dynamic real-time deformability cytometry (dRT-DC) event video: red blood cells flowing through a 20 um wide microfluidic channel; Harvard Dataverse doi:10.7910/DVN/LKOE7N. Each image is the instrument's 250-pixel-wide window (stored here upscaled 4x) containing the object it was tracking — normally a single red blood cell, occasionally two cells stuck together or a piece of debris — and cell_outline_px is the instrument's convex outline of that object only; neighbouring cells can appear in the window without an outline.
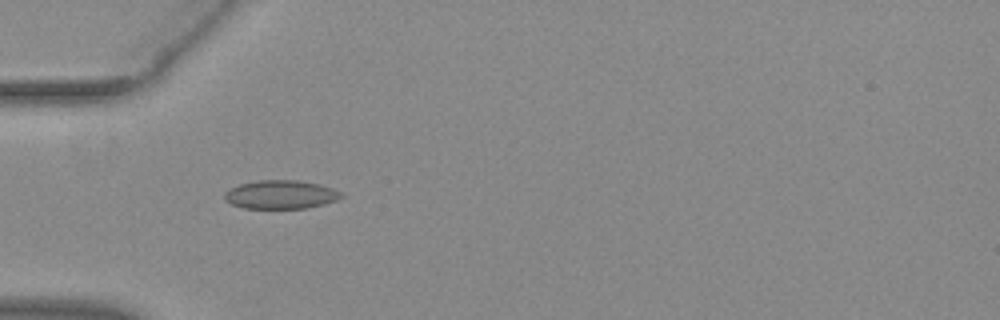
{"species": "common noctule bat (a hibernating species)", "species_latin": "Nyctalus noctula", "temperature_condition": "warm", "stored_images_in_passage": 54, "camera_frame_rate_fps": 3000, "um_per_image_px": 0.085, "animal": {"sex": "female", "body_mass_g": 29.2, "forearm_length_mm": 56.3}, "frame": {"image": 1, "passage_image": 18, "time_ms": 5.667, "image_size_px": [1000, 320], "cell_outline_px": [[344, 196], [336, 200], [324, 204], [304, 208], [244, 208], [232, 204], [224, 200], [224, 192], [240, 184], [256, 180], [300, 180], [320, 184], [344, 192]], "centroid_in_image_um": [23.89, 16.53], "position_along_channel_um": 61.1, "area_um2": 19.54}}
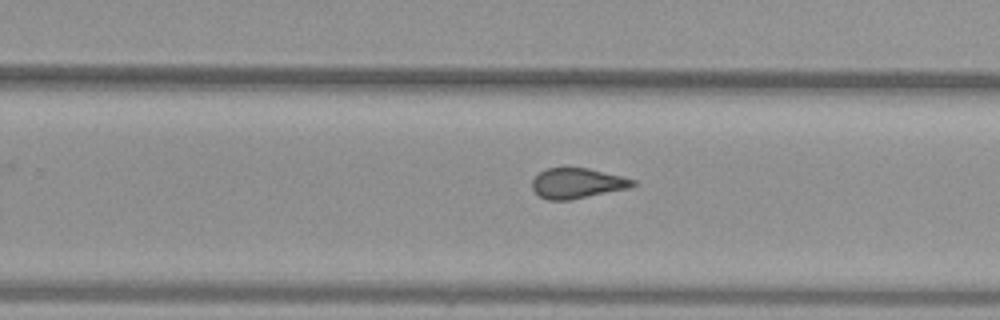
{"frame": {"image": 2, "passage_image": 35, "time_ms": 11.333, "image_size_px": [1000, 320], "cell_outline_px": [[636, 184], [628, 188], [572, 200], [548, 200], [540, 196], [532, 188], [532, 180], [540, 172], [548, 168], [588, 168], [636, 180]], "centroid_in_image_um": [49.06, 15.58], "position_along_channel_um": 280.7, "area_um2": 17.57}}
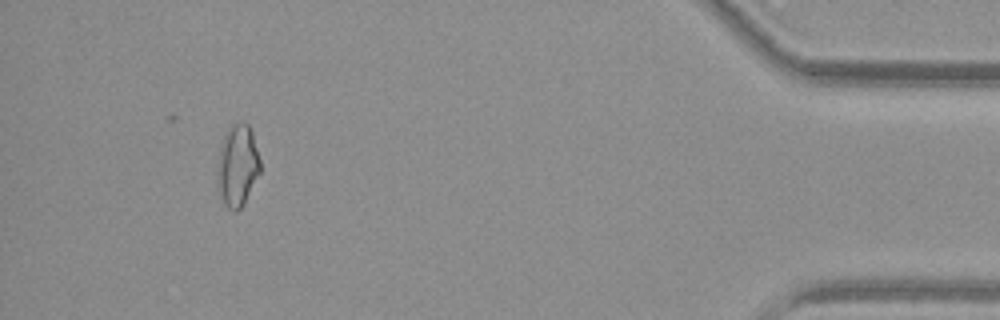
{"frame": {"image": 3, "passage_image": 50, "time_ms": 16.333, "image_size_px": [1000, 320], "cell_outline_px": [[260, 172], [244, 204], [236, 212], [232, 212], [224, 204], [220, 196], [220, 148], [224, 136], [228, 128], [236, 120], [244, 120], [248, 124], [252, 132], [260, 160]], "centroid_in_image_um": [20.24, 14.04], "position_along_channel_um": 415.0, "area_um2": 20.0}, "authors_computed_cell_mechanics": {"area_um2": 19.0162, "velocity_mm_per_s": 3.9486, "shape_relaxation_time_tau1_ms": null, "shape_relaxation_time_tau2_ms": 1.2501, "deformation_change_tau1": null, "deformation_change_tau2": 0.0751}}